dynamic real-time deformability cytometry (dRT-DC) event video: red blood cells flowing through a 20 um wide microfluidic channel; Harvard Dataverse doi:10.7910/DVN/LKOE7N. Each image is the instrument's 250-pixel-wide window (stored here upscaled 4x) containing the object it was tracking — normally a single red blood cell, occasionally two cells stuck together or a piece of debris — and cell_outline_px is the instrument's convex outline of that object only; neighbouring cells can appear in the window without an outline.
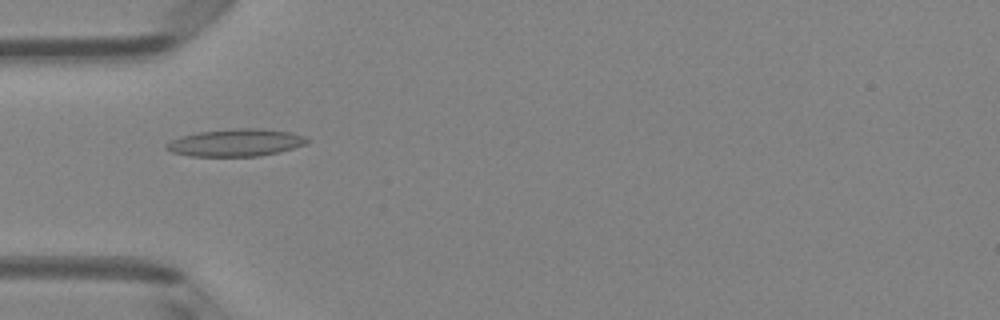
{"species": "Egyptian fruit bat (a non-hibernating species)", "species_latin": "Rousettus aegyptiacus", "temperature_condition": "room temperature", "stored_images_in_passage": 8, "camera_frame_rate_fps": 3000, "um_per_image_px": 0.085, "animal": {"sex": "female"}, "frame": {"image": 1, "passage_image": 6, "time_ms": 1.667, "image_size_px": [1000, 320], "cell_outline_px": [[308, 140], [304, 144], [280, 152], [260, 156], [188, 156], [172, 152], [164, 148], [164, 144], [180, 136], [200, 132], [232, 128], [260, 128], [292, 132], [304, 136]], "centroid_in_image_um": [20.01, 12.12], "position_along_channel_um": 65.0, "area_um2": 22.48}}
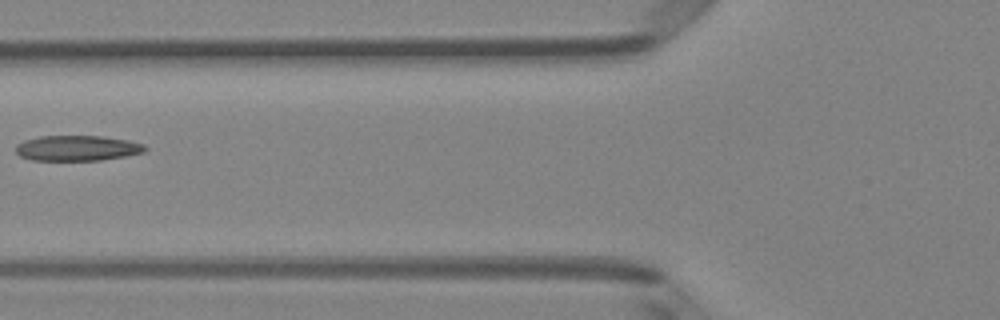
{"frame": {"image": 2, "passage_image": 7, "time_ms": 2.0, "image_size_px": [1000, 320], "cell_outline_px": [[148, 148], [144, 152], [124, 156], [100, 160], [32, 160], [20, 156], [16, 152], [16, 144], [24, 140], [40, 136], [100, 136], [128, 140], [144, 144]], "centroid_in_image_um": [6.56, 12.59], "position_along_channel_um": 119.2, "area_um2": 19.07}}
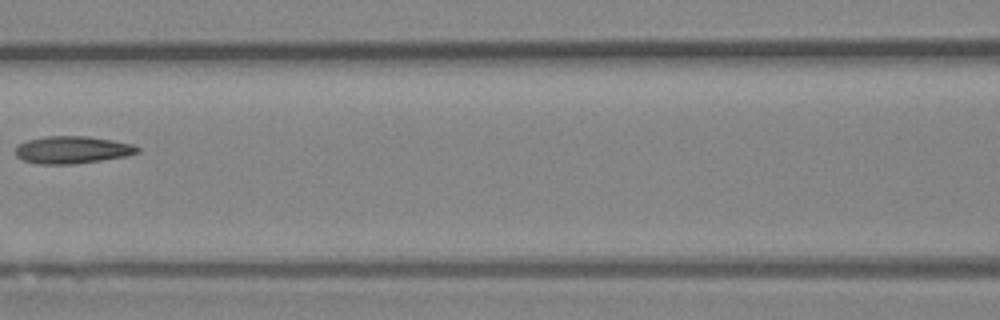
{"frame": {"image": 3, "passage_image": 8, "time_ms": 2.333, "image_size_px": [1000, 320], "cell_outline_px": [[140, 152], [128, 156], [76, 164], [36, 164], [24, 160], [16, 156], [16, 148], [20, 144], [28, 140], [44, 136], [88, 136], [112, 140], [132, 144], [140, 148]], "centroid_in_image_um": [6.18, 12.74], "position_along_channel_um": 160.4, "area_um2": 19.54}}